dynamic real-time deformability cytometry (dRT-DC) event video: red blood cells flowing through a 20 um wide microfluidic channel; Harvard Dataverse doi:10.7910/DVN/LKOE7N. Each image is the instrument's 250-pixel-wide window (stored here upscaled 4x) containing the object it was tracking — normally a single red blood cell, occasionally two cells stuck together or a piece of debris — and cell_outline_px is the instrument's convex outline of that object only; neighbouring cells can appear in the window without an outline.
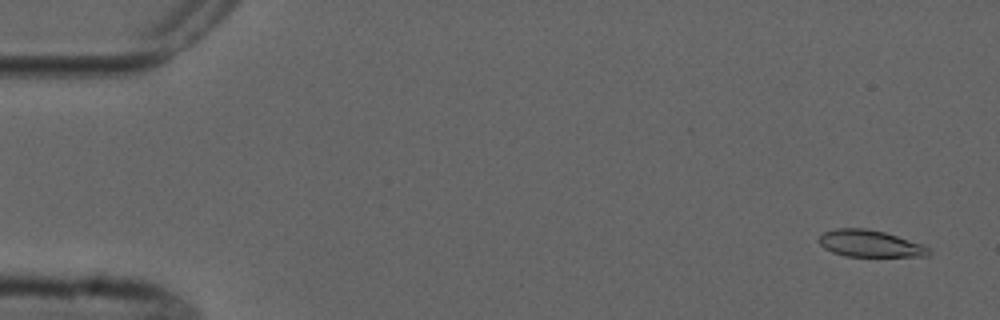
{"species": "common noctule bat (a hibernating species)", "species_latin": "Nyctalus noctula", "temperature_condition": "cold", "stored_images_in_passage": 5, "camera_frame_rate_fps": 3000, "um_per_image_px": 0.085, "animal": {"sex": "male", "forearm_length_mm": 52.5}, "frame": {"image": 1, "passage_image": 1, "time_ms": 0.0, "image_size_px": [1000, 320], "cell_outline_px": [[932, 252], [928, 256], [844, 256], [832, 252], [824, 248], [816, 240], [824, 232], [836, 228], [864, 228], [884, 232], [932, 248]], "centroid_in_image_um": [73.92, 20.71], "position_along_channel_um": 11.1, "area_um2": 17.11}}
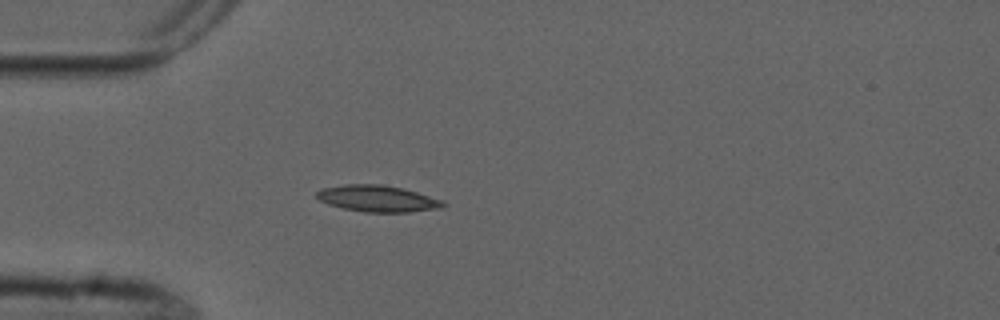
{"frame": {"image": 2, "passage_image": 5, "time_ms": 4.333, "image_size_px": [1000, 320], "cell_outline_px": [[448, 204], [444, 208], [408, 212], [364, 212], [344, 208], [328, 204], [320, 200], [316, 196], [316, 192], [320, 188], [344, 184], [380, 184], [404, 188], [444, 200]], "centroid_in_image_um": [32.14, 16.87], "position_along_channel_um": 52.9, "area_um2": 19.77}}